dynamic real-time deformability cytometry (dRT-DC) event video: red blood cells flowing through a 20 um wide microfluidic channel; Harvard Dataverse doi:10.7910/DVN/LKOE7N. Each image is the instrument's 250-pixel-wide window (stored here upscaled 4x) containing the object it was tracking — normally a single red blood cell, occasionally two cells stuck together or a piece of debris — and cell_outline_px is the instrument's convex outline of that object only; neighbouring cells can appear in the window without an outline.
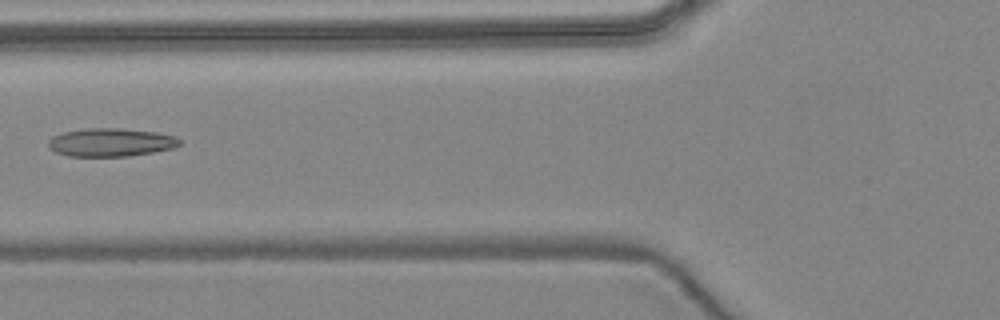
{"species": "common noctule bat (a hibernating species)", "species_latin": "Nyctalus noctula", "temperature_condition": "warm", "stored_images_in_passage": 5, "camera_frame_rate_fps": 3000, "um_per_image_px": 0.085, "animal": {"sex": "female", "body_mass_g": 24.6, "forearm_length_mm": 56.2}, "frame": {"image": 1, "passage_image": 5, "time_ms": 5.667, "image_size_px": [1000, 320], "cell_outline_px": [[180, 144], [172, 148], [152, 152], [128, 156], [68, 156], [56, 152], [48, 148], [48, 140], [52, 136], [64, 132], [88, 128], [120, 128], [156, 132], [176, 136], [180, 140]], "centroid_in_image_um": [9.39, 12.09], "position_along_channel_um": 116.4, "area_um2": 21.56}}